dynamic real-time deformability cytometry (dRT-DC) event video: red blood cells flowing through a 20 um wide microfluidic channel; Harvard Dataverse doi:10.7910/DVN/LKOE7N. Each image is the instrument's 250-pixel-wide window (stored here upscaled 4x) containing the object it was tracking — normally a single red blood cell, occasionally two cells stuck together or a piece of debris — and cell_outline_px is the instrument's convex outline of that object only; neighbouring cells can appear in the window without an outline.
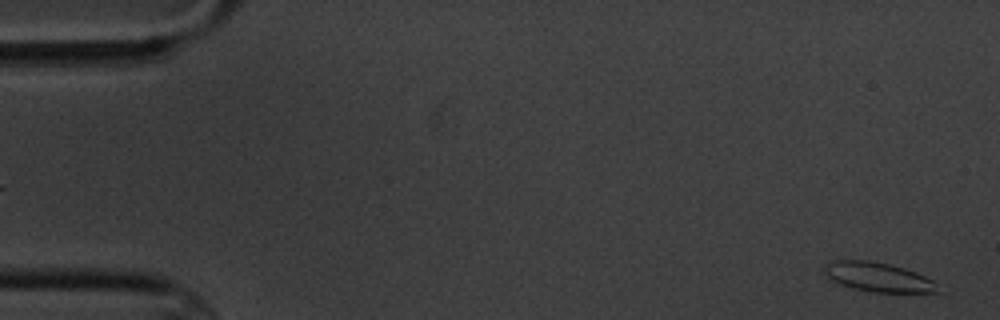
{"species": "common noctule bat (a hibernating species)", "species_latin": "Nyctalus noctula", "temperature_condition": "cold", "stored_images_in_passage": 4, "segment_of_instrument_passage": [2, 2], "camera_frame_rate_fps": 3000, "um_per_image_px": 0.085, "animal": {"sex": "male", "body_mass_g": 20.1, "forearm_length_mm": 53.5}, "frame": {"image": 1, "passage_image": 4, "time_ms": 4.333, "image_size_px": [1000, 320], "cell_outline_px": [[940, 292], [872, 292], [852, 288], [836, 284], [828, 280], [824, 272], [824, 268], [828, 260], [868, 260], [888, 264], [904, 268], [916, 272], [932, 280]], "centroid_in_image_um": [74.53, 23.55], "position_along_channel_um": 10.5, "area_um2": 19.48}}